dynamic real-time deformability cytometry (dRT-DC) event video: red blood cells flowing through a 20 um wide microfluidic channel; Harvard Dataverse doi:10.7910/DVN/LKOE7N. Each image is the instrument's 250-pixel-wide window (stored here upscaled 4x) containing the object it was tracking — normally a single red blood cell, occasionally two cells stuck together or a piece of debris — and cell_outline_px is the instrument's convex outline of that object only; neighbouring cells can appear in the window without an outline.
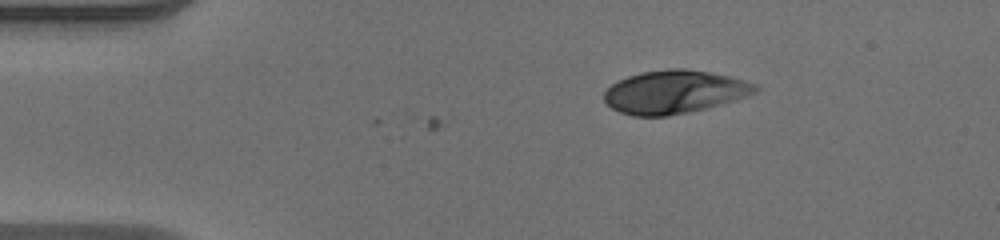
{"species": "human", "species_latin": "Homo sapiens", "temperature_condition": "warm", "stored_images_in_passage": 38, "camera_frame_rate_fps": 3000, "um_per_image_px": 0.085, "donor": {"sex": "male"}, "frame": {"image": 1, "passage_image": 1, "time_ms": 0.0, "image_size_px": [1000, 240], "cell_outline_px": [[760, 88], [756, 92], [748, 96], [736, 100], [708, 108], [668, 116], [632, 116], [620, 112], [612, 108], [604, 100], [604, 92], [612, 84], [628, 76], [640, 72], [668, 68], [688, 68], [728, 76], [744, 80], [756, 84]], "centroid_in_image_um": [57.34, 7.81], "position_along_channel_um": 27.7, "area_um2": 38.21}}
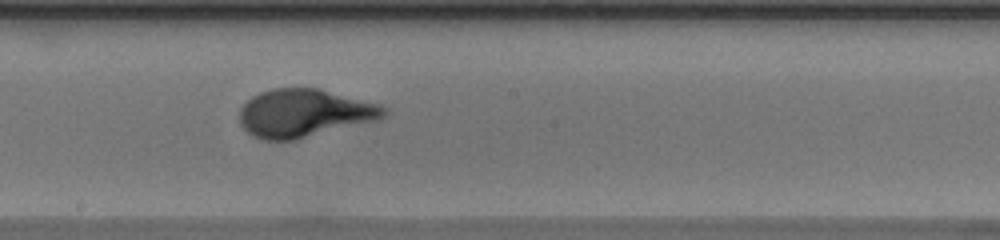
{"frame": {"image": 2, "passage_image": 20, "time_ms": 6.333, "image_size_px": [1000, 240], "cell_outline_px": [[388, 116], [380, 120], [296, 140], [260, 140], [252, 136], [240, 124], [240, 108], [252, 96], [260, 92], [272, 88], [320, 88], [380, 104], [388, 108]], "centroid_in_image_um": [25.92, 9.62], "position_along_channel_um": 222.3, "area_um2": 41.04}}
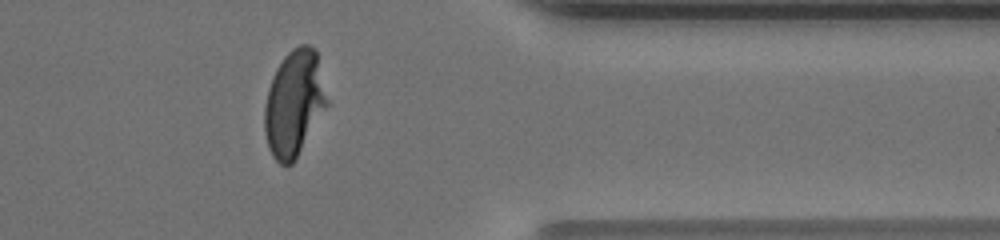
{"frame": {"image": 3, "passage_image": 33, "time_ms": 10.667, "image_size_px": [1000, 240], "cell_outline_px": [[332, 104], [292, 164], [280, 164], [272, 156], [268, 148], [264, 132], [264, 108], [268, 88], [272, 76], [276, 68], [284, 56], [292, 48], [300, 44], [308, 44], [316, 48]], "centroid_in_image_um": [25.07, 8.76], "position_along_channel_um": 386.3, "area_um2": 40.11}}